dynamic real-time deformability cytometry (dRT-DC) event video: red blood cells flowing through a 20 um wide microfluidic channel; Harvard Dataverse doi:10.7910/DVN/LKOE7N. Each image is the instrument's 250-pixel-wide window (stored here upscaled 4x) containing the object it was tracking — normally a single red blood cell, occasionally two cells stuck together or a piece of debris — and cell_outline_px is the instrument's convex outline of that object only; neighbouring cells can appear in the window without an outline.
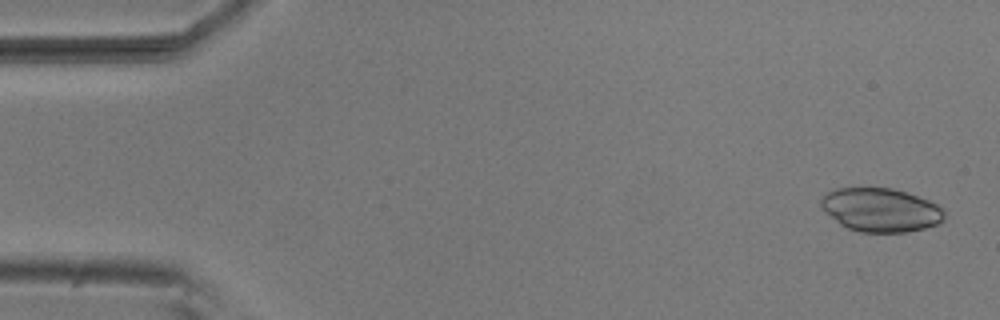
{"species": "common noctule bat (a hibernating species)", "species_latin": "Nyctalus noctula", "temperature_condition": "room temperature", "stored_images_in_passage": 52, "camera_frame_rate_fps": 3000, "um_per_image_px": 0.085, "animal": {"sex": "male", "body_mass_g": 20.5, "forearm_length_mm": 52.5}, "frame": {"image": 1, "passage_image": 2, "time_ms": 0.333, "image_size_px": [1000, 320], "cell_outline_px": [[944, 220], [936, 224], [924, 228], [908, 232], [860, 232], [848, 228], [840, 224], [820, 208], [820, 200], [828, 192], [836, 188], [892, 188], [928, 200], [936, 204], [944, 212]], "centroid_in_image_um": [74.83, 17.85], "position_along_channel_um": 10.2, "area_um2": 31.15}}
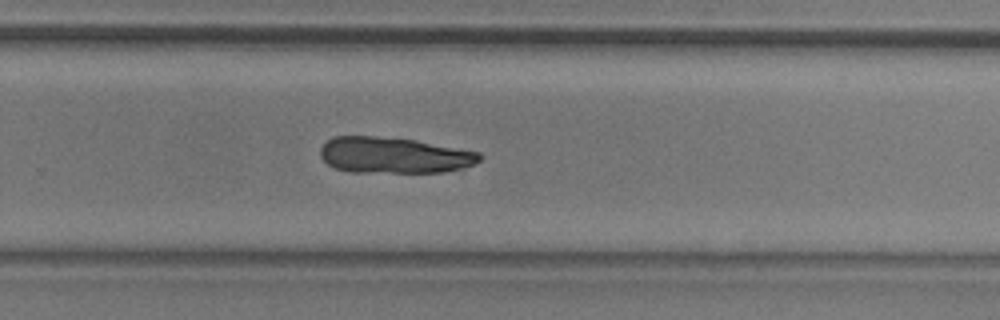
{"frame": {"image": 2, "passage_image": 34, "time_ms": 11.0, "image_size_px": [1000, 320], "cell_outline_px": [[484, 156], [480, 160], [464, 168], [444, 172], [352, 172], [336, 168], [328, 164], [320, 156], [320, 148], [332, 136], [376, 136], [416, 140], [480, 152]], "centroid_in_image_um": [33.5, 13.19], "position_along_channel_um": 296.3, "area_um2": 33.52}}